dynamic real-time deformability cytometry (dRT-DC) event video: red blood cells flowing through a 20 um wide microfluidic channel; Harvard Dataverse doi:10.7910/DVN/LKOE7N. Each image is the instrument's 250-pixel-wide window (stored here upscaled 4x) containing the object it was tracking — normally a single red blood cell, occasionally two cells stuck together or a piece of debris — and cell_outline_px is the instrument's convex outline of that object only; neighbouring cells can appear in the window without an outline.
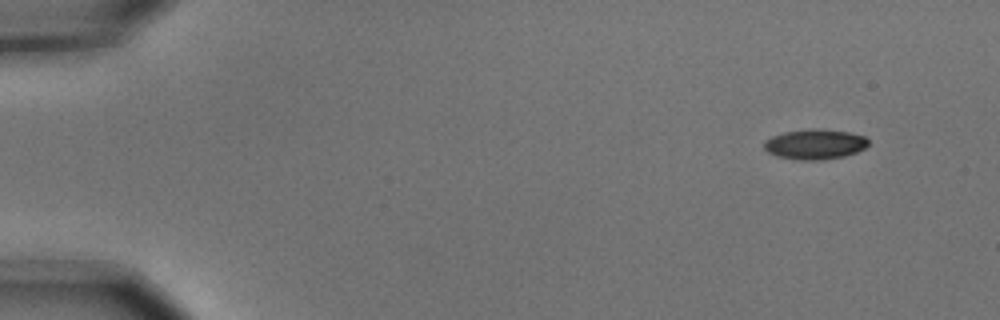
{"species": "common noctule bat (a hibernating species)", "species_latin": "Nyctalus noctula", "temperature_condition": "cold", "stored_images_in_passage": 5, "camera_frame_rate_fps": 3000, "um_per_image_px": 0.085, "animal": {"sex": "male", "body_mass_g": 15.6}, "frame": {"image": 1, "passage_image": 1, "time_ms": 0.0, "image_size_px": [1000, 320], "cell_outline_px": [[868, 144], [864, 148], [856, 152], [844, 156], [816, 160], [804, 160], [776, 156], [768, 152], [764, 148], [764, 140], [772, 136], [784, 132], [812, 128], [820, 128], [848, 132], [864, 136], [868, 140]], "centroid_in_image_um": [69.25, 12.24], "position_along_channel_um": 15.8, "area_um2": 18.21}}
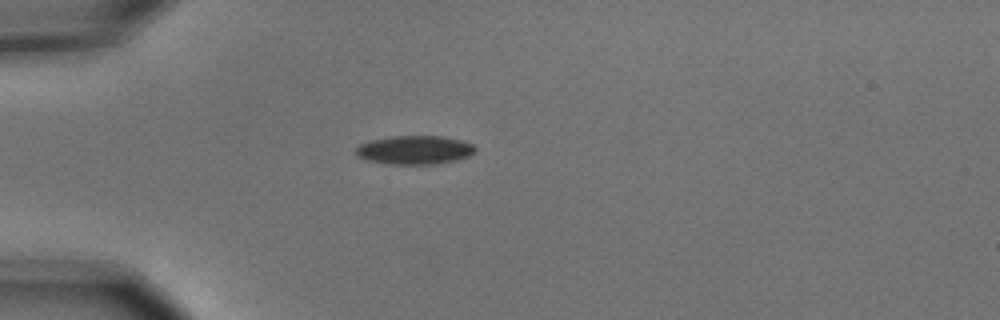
{"frame": {"image": 2, "passage_image": 4, "time_ms": 1.0, "image_size_px": [1000, 320], "cell_outline_px": [[476, 152], [468, 156], [456, 160], [436, 164], [388, 164], [368, 160], [356, 156], [356, 148], [360, 144], [368, 140], [388, 136], [440, 136], [460, 140], [472, 144], [476, 148]], "centroid_in_image_um": [35.22, 12.74], "position_along_channel_um": 49.8, "area_um2": 20.06}}